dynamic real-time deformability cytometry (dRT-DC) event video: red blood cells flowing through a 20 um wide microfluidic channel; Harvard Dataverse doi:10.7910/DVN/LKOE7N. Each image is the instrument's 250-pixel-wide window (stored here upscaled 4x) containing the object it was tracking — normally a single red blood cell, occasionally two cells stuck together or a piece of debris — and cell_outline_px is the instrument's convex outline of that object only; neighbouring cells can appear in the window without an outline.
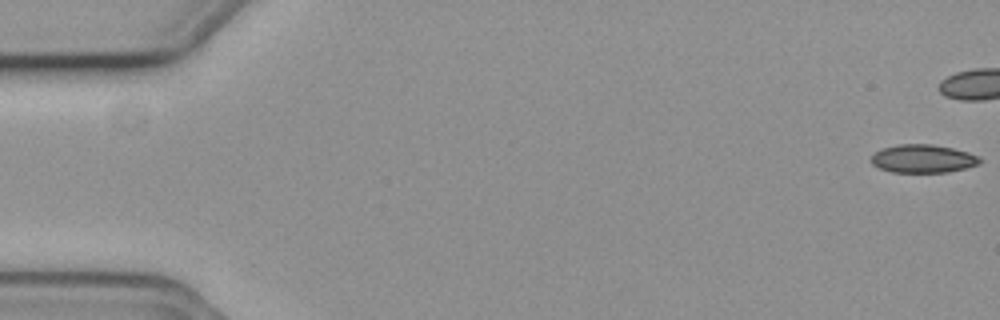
{"species": "common noctule bat (a hibernating species)", "species_latin": "Nyctalus noctula", "temperature_condition": "cold", "stored_images_in_passage": 15, "camera_frame_rate_fps": 3000, "um_per_image_px": 0.085, "animal": {"sex": "female", "body_mass_g": 19.3, "forearm_length_mm": 54.1}, "frame": {"image": 1, "passage_image": 1, "time_ms": 0.0, "image_size_px": [1000, 320], "cell_outline_px": [[980, 160], [976, 164], [964, 168], [948, 172], [892, 172], [880, 168], [872, 164], [872, 156], [876, 152], [884, 148], [900, 144], [932, 144], [952, 148], [968, 152], [980, 156]], "centroid_in_image_um": [78.45, 13.48], "position_along_channel_um": 6.5, "area_um2": 17.57}}